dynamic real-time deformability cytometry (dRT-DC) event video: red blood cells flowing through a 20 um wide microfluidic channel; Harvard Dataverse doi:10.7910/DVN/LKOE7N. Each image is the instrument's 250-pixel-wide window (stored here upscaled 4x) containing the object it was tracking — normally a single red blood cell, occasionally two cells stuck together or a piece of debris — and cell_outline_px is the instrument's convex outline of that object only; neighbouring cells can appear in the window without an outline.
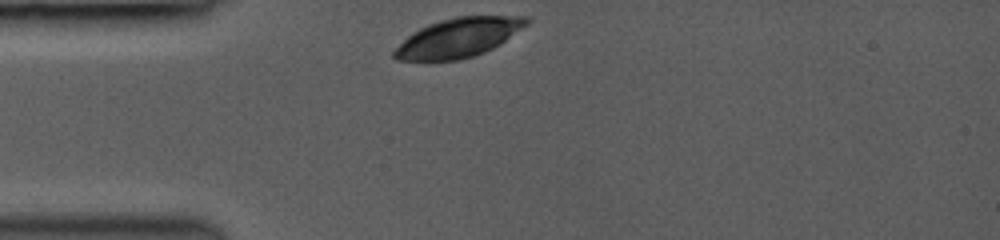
{"species": "common noctule bat (a hibernating species)", "species_latin": "Nyctalus noctula", "temperature_condition": "room temperature", "stored_images_in_passage": 44, "camera_frame_rate_fps": 3000, "um_per_image_px": 0.085, "animal": {"sex": "female", "body_mass_g": 19.0, "forearm_length_mm": 53.3}, "frame": {"image": 1, "passage_image": 1, "time_ms": 0.0, "image_size_px": [1000, 240], "cell_outline_px": [[532, 20], [528, 24], [500, 44], [484, 52], [460, 60], [396, 60], [392, 56], [392, 52], [412, 32], [428, 24], [440, 20], [456, 16], [528, 16]], "centroid_in_image_um": [38.98, 3.19], "position_along_channel_um": 46.0, "area_um2": 30.06}}
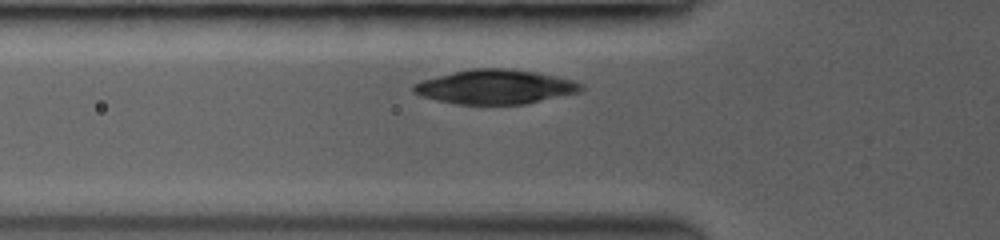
{"frame": {"image": 2, "passage_image": 6, "time_ms": 1.333, "image_size_px": [1000, 240], "cell_outline_px": [[584, 88], [580, 92], [524, 104], [456, 104], [436, 100], [412, 92], [412, 84], [424, 80], [452, 72], [472, 68], [504, 68], [540, 72], [572, 80], [584, 84]], "centroid_in_image_um": [42.12, 7.37], "position_along_channel_um": 83.7, "area_um2": 33.52}}
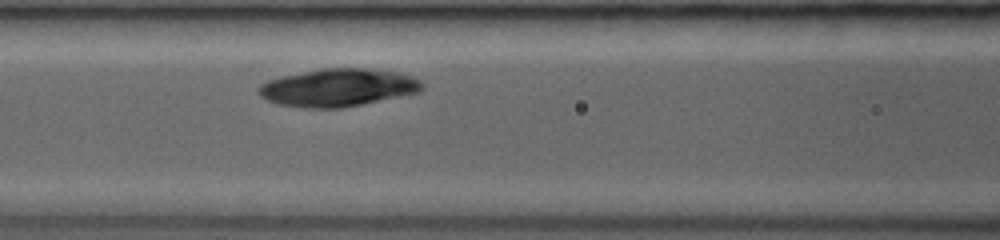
{"frame": {"image": 3, "passage_image": 11, "time_ms": 2.667, "image_size_px": [1000, 240], "cell_outline_px": [[424, 88], [420, 92], [340, 108], [304, 108], [280, 104], [268, 100], [260, 96], [260, 84], [268, 80], [280, 76], [320, 68], [364, 68], [396, 72], [412, 76], [420, 80], [424, 84]], "centroid_in_image_um": [28.74, 7.43], "position_along_channel_um": 137.9, "area_um2": 35.84}}